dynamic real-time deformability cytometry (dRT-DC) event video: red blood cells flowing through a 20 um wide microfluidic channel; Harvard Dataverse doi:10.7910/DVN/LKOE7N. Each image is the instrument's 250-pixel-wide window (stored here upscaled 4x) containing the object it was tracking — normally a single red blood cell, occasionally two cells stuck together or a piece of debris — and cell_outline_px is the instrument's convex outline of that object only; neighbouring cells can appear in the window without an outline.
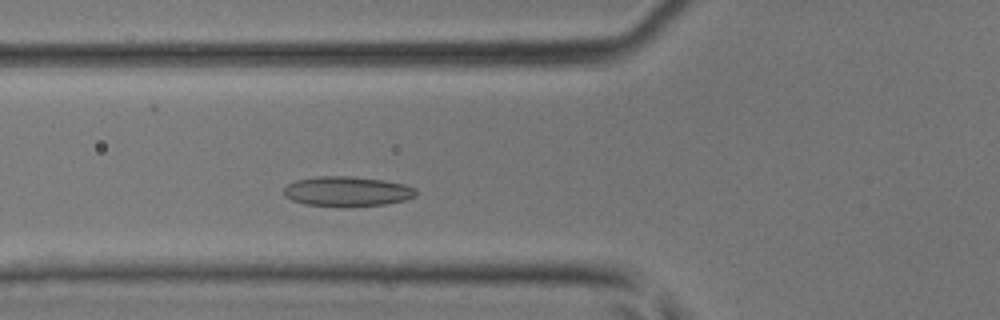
{"species": "common noctule bat (a hibernating species)", "species_latin": "Nyctalus noctula", "temperature_condition": "room temperature", "stored_images_in_passage": 33, "camera_frame_rate_fps": 3000, "um_per_image_px": 0.085, "animal": {"sex": "male", "body_mass_g": 17.9, "forearm_length_mm": 54.2}, "frame": {"image": 1, "passage_image": 6, "time_ms": 1.667, "image_size_px": [1000, 320], "cell_outline_px": [[416, 196], [404, 200], [384, 204], [304, 204], [292, 200], [284, 196], [284, 188], [288, 184], [296, 180], [320, 176], [348, 176], [384, 180], [404, 184], [416, 188]], "centroid_in_image_um": [29.51, 16.22], "position_along_channel_um": 96.3, "area_um2": 22.14}}
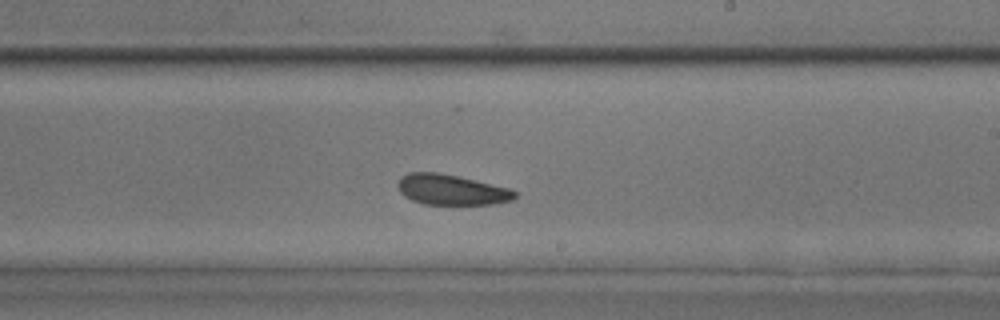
{"frame": {"image": 2, "passage_image": 16, "time_ms": 5.0, "image_size_px": [1000, 320], "cell_outline_px": [[516, 196], [512, 200], [492, 204], [424, 204], [412, 200], [404, 196], [400, 192], [396, 184], [400, 176], [408, 172], [440, 172], [512, 188], [516, 192]], "centroid_in_image_um": [38.35, 16.11], "position_along_channel_um": 250.7, "area_um2": 20.98}}
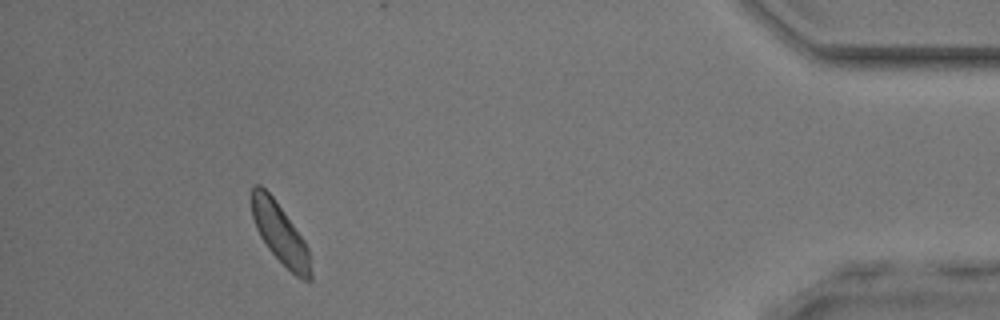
{"frame": {"image": 3, "passage_image": 30, "time_ms": 9.667, "image_size_px": [1000, 320], "cell_outline_px": [[312, 280], [304, 280], [296, 276], [268, 248], [260, 236], [256, 228], [252, 216], [252, 184], [260, 184], [272, 196], [284, 212], [304, 240], [308, 248], [312, 276]], "centroid_in_image_um": [23.8, 19.84], "position_along_channel_um": 411.4, "area_um2": 20.29}}